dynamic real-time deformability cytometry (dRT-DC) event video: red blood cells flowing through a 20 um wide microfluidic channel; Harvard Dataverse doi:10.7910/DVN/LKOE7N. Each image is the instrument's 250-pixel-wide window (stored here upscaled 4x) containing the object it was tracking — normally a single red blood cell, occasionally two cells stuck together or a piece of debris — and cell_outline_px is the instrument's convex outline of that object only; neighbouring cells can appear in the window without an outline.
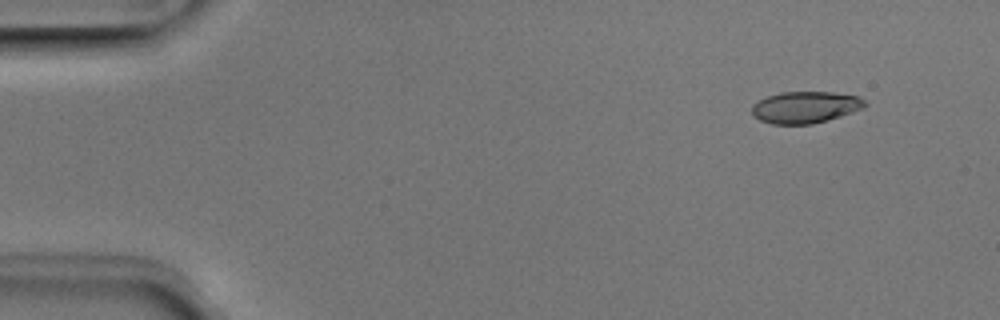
{"species": "Egyptian fruit bat (a non-hibernating species)", "species_latin": "Rousettus aegyptiacus", "temperature_condition": "room temperature", "stored_images_in_passage": 4, "camera_frame_rate_fps": 3000, "um_per_image_px": 0.085, "animal": {"sex": "male"}, "frame": {"image": 1, "passage_image": 2, "time_ms": 0.333, "image_size_px": [1000, 320], "cell_outline_px": [[868, 104], [864, 108], [840, 116], [812, 124], [772, 124], [760, 120], [752, 112], [752, 104], [768, 96], [780, 92], [832, 92], [860, 96]], "centroid_in_image_um": [68.48, 9.11], "position_along_channel_um": 16.5, "area_um2": 20.81}}